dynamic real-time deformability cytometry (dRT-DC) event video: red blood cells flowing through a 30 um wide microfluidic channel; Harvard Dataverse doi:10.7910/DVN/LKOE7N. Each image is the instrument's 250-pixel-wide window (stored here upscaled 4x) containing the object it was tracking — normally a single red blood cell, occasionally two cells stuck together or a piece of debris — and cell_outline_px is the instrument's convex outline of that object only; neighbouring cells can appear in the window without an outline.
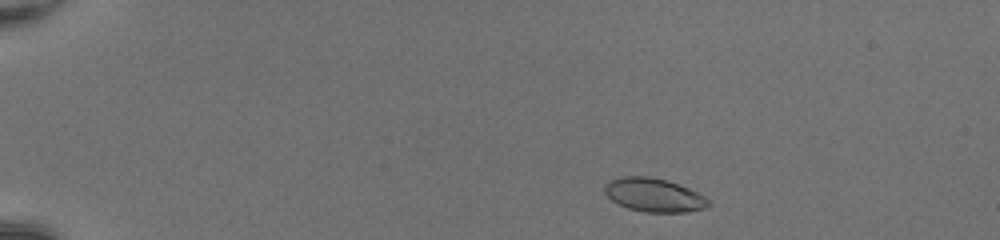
{"species": "common noctule bat (a hibernating species)", "species_latin": "Nyctalus noctula", "temperature_condition": "room temperature", "stored_images_in_passage": 45, "camera_frame_rate_fps": 3000, "um_per_image_px": 0.085, "animal": {"sex": "female", "body_mass_g": 20.0, "forearm_length_mm": 54.0}, "frame": {"image": 1, "passage_image": 4, "time_ms": 1.0, "image_size_px": [1000, 240], "cell_outline_px": [[712, 204], [704, 208], [688, 212], [644, 212], [628, 208], [612, 200], [604, 192], [604, 184], [608, 180], [620, 176], [648, 176], [668, 180], [688, 188], [704, 196]], "centroid_in_image_um": [55.56, 16.56], "position_along_channel_um": 29.4, "area_um2": 20.4}}
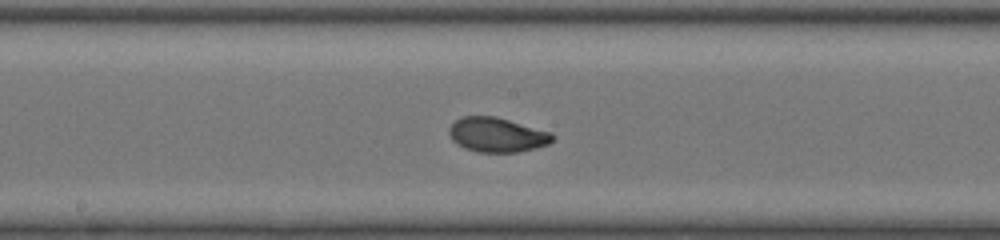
{"frame": {"image": 2, "passage_image": 24, "time_ms": 7.667, "image_size_px": [1000, 240], "cell_outline_px": [[556, 136], [548, 144], [536, 148], [516, 152], [476, 152], [464, 148], [456, 144], [452, 140], [448, 132], [448, 128], [460, 116], [496, 116], [552, 132]], "centroid_in_image_um": [42.23, 11.45], "position_along_channel_um": 206.0, "area_um2": 21.04}}
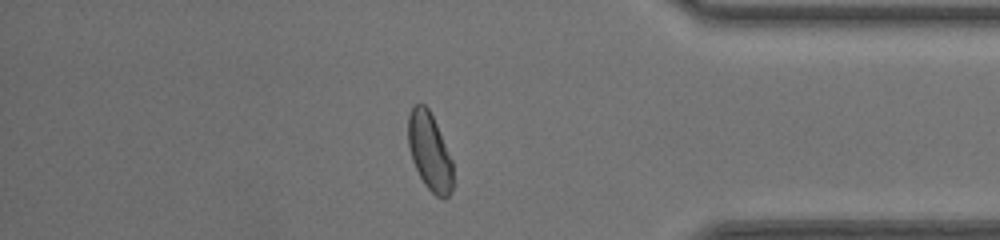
{"frame": {"image": 3, "passage_image": 39, "time_ms": 12.667, "image_size_px": [1000, 240], "cell_outline_px": [[452, 188], [448, 196], [444, 200], [436, 196], [424, 184], [412, 160], [408, 148], [408, 116], [412, 108], [416, 104], [424, 104], [428, 108], [436, 124], [452, 160]], "centroid_in_image_um": [36.5, 12.91], "position_along_channel_um": 398.7, "area_um2": 20.06}, "authors_computed_cell_mechanics": {"area_um2": 20.519, "velocity_mm_per_s": 4.2031, "shape_relaxation_time_tau1_ms": 3.2508, "shape_relaxation_time_tau2_ms": 0.5355, "deformation_change_tau1": 0.1304, "deformation_change_tau2": 0.045}}